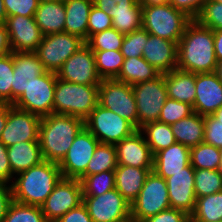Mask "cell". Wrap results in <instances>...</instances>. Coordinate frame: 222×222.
Here are the masks:
<instances>
[{"label":"cell","instance_id":"13","mask_svg":"<svg viewBox=\"0 0 222 222\" xmlns=\"http://www.w3.org/2000/svg\"><path fill=\"white\" fill-rule=\"evenodd\" d=\"M99 140L84 126L76 135L66 156L58 164L63 178L79 179L99 144Z\"/></svg>","mask_w":222,"mask_h":222},{"label":"cell","instance_id":"18","mask_svg":"<svg viewBox=\"0 0 222 222\" xmlns=\"http://www.w3.org/2000/svg\"><path fill=\"white\" fill-rule=\"evenodd\" d=\"M194 172L195 169L190 164L165 179L171 208L181 210L189 216L193 213L196 203Z\"/></svg>","mask_w":222,"mask_h":222},{"label":"cell","instance_id":"9","mask_svg":"<svg viewBox=\"0 0 222 222\" xmlns=\"http://www.w3.org/2000/svg\"><path fill=\"white\" fill-rule=\"evenodd\" d=\"M98 104L129 121L138 129V114L132 85L116 79H102Z\"/></svg>","mask_w":222,"mask_h":222},{"label":"cell","instance_id":"61","mask_svg":"<svg viewBox=\"0 0 222 222\" xmlns=\"http://www.w3.org/2000/svg\"><path fill=\"white\" fill-rule=\"evenodd\" d=\"M218 170L222 173V150H221V159H220V165Z\"/></svg>","mask_w":222,"mask_h":222},{"label":"cell","instance_id":"32","mask_svg":"<svg viewBox=\"0 0 222 222\" xmlns=\"http://www.w3.org/2000/svg\"><path fill=\"white\" fill-rule=\"evenodd\" d=\"M222 221V191L212 195L198 197L190 215V222Z\"/></svg>","mask_w":222,"mask_h":222},{"label":"cell","instance_id":"53","mask_svg":"<svg viewBox=\"0 0 222 222\" xmlns=\"http://www.w3.org/2000/svg\"><path fill=\"white\" fill-rule=\"evenodd\" d=\"M12 201L13 195L11 185L0 182V222H3Z\"/></svg>","mask_w":222,"mask_h":222},{"label":"cell","instance_id":"27","mask_svg":"<svg viewBox=\"0 0 222 222\" xmlns=\"http://www.w3.org/2000/svg\"><path fill=\"white\" fill-rule=\"evenodd\" d=\"M168 98L194 105L196 97L195 74L174 69L164 73Z\"/></svg>","mask_w":222,"mask_h":222},{"label":"cell","instance_id":"62","mask_svg":"<svg viewBox=\"0 0 222 222\" xmlns=\"http://www.w3.org/2000/svg\"><path fill=\"white\" fill-rule=\"evenodd\" d=\"M120 222H135L131 217L125 219V220H122Z\"/></svg>","mask_w":222,"mask_h":222},{"label":"cell","instance_id":"4","mask_svg":"<svg viewBox=\"0 0 222 222\" xmlns=\"http://www.w3.org/2000/svg\"><path fill=\"white\" fill-rule=\"evenodd\" d=\"M99 85L74 84L57 78L53 113L85 120L98 104Z\"/></svg>","mask_w":222,"mask_h":222},{"label":"cell","instance_id":"56","mask_svg":"<svg viewBox=\"0 0 222 222\" xmlns=\"http://www.w3.org/2000/svg\"><path fill=\"white\" fill-rule=\"evenodd\" d=\"M8 117V104L0 103V138Z\"/></svg>","mask_w":222,"mask_h":222},{"label":"cell","instance_id":"47","mask_svg":"<svg viewBox=\"0 0 222 222\" xmlns=\"http://www.w3.org/2000/svg\"><path fill=\"white\" fill-rule=\"evenodd\" d=\"M204 142L222 150V124L212 115L204 116Z\"/></svg>","mask_w":222,"mask_h":222},{"label":"cell","instance_id":"58","mask_svg":"<svg viewBox=\"0 0 222 222\" xmlns=\"http://www.w3.org/2000/svg\"><path fill=\"white\" fill-rule=\"evenodd\" d=\"M7 18L5 5L3 3V0H0V23H5Z\"/></svg>","mask_w":222,"mask_h":222},{"label":"cell","instance_id":"51","mask_svg":"<svg viewBox=\"0 0 222 222\" xmlns=\"http://www.w3.org/2000/svg\"><path fill=\"white\" fill-rule=\"evenodd\" d=\"M56 222H93L83 203L69 210Z\"/></svg>","mask_w":222,"mask_h":222},{"label":"cell","instance_id":"30","mask_svg":"<svg viewBox=\"0 0 222 222\" xmlns=\"http://www.w3.org/2000/svg\"><path fill=\"white\" fill-rule=\"evenodd\" d=\"M161 73L150 65L143 57L125 58L121 72L116 80L134 85L155 79Z\"/></svg>","mask_w":222,"mask_h":222},{"label":"cell","instance_id":"41","mask_svg":"<svg viewBox=\"0 0 222 222\" xmlns=\"http://www.w3.org/2000/svg\"><path fill=\"white\" fill-rule=\"evenodd\" d=\"M13 73L11 52L0 57V103L12 104Z\"/></svg>","mask_w":222,"mask_h":222},{"label":"cell","instance_id":"22","mask_svg":"<svg viewBox=\"0 0 222 222\" xmlns=\"http://www.w3.org/2000/svg\"><path fill=\"white\" fill-rule=\"evenodd\" d=\"M178 43L149 34L142 57L161 74L177 69Z\"/></svg>","mask_w":222,"mask_h":222},{"label":"cell","instance_id":"7","mask_svg":"<svg viewBox=\"0 0 222 222\" xmlns=\"http://www.w3.org/2000/svg\"><path fill=\"white\" fill-rule=\"evenodd\" d=\"M84 126L100 143L112 145L137 130L129 121L99 104L84 120Z\"/></svg>","mask_w":222,"mask_h":222},{"label":"cell","instance_id":"54","mask_svg":"<svg viewBox=\"0 0 222 222\" xmlns=\"http://www.w3.org/2000/svg\"><path fill=\"white\" fill-rule=\"evenodd\" d=\"M8 33L5 23H0V57L11 53Z\"/></svg>","mask_w":222,"mask_h":222},{"label":"cell","instance_id":"34","mask_svg":"<svg viewBox=\"0 0 222 222\" xmlns=\"http://www.w3.org/2000/svg\"><path fill=\"white\" fill-rule=\"evenodd\" d=\"M101 79H116L121 72L124 56L120 50L93 51Z\"/></svg>","mask_w":222,"mask_h":222},{"label":"cell","instance_id":"43","mask_svg":"<svg viewBox=\"0 0 222 222\" xmlns=\"http://www.w3.org/2000/svg\"><path fill=\"white\" fill-rule=\"evenodd\" d=\"M148 37L149 33L143 28L126 34L120 50L124 58L142 57L143 48Z\"/></svg>","mask_w":222,"mask_h":222},{"label":"cell","instance_id":"17","mask_svg":"<svg viewBox=\"0 0 222 222\" xmlns=\"http://www.w3.org/2000/svg\"><path fill=\"white\" fill-rule=\"evenodd\" d=\"M5 26L12 52H35L44 37L34 17L9 16Z\"/></svg>","mask_w":222,"mask_h":222},{"label":"cell","instance_id":"37","mask_svg":"<svg viewBox=\"0 0 222 222\" xmlns=\"http://www.w3.org/2000/svg\"><path fill=\"white\" fill-rule=\"evenodd\" d=\"M194 181L196 199L222 191V173L219 170L195 169Z\"/></svg>","mask_w":222,"mask_h":222},{"label":"cell","instance_id":"11","mask_svg":"<svg viewBox=\"0 0 222 222\" xmlns=\"http://www.w3.org/2000/svg\"><path fill=\"white\" fill-rule=\"evenodd\" d=\"M56 81L55 72L48 71L36 77L13 106L40 117L52 114Z\"/></svg>","mask_w":222,"mask_h":222},{"label":"cell","instance_id":"49","mask_svg":"<svg viewBox=\"0 0 222 222\" xmlns=\"http://www.w3.org/2000/svg\"><path fill=\"white\" fill-rule=\"evenodd\" d=\"M207 0H169L176 9L184 12L191 19H196Z\"/></svg>","mask_w":222,"mask_h":222},{"label":"cell","instance_id":"5","mask_svg":"<svg viewBox=\"0 0 222 222\" xmlns=\"http://www.w3.org/2000/svg\"><path fill=\"white\" fill-rule=\"evenodd\" d=\"M192 19L170 3L142 6V28L149 34L179 42Z\"/></svg>","mask_w":222,"mask_h":222},{"label":"cell","instance_id":"42","mask_svg":"<svg viewBox=\"0 0 222 222\" xmlns=\"http://www.w3.org/2000/svg\"><path fill=\"white\" fill-rule=\"evenodd\" d=\"M193 113L194 110L192 105L168 98L161 109L158 121L172 125Z\"/></svg>","mask_w":222,"mask_h":222},{"label":"cell","instance_id":"3","mask_svg":"<svg viewBox=\"0 0 222 222\" xmlns=\"http://www.w3.org/2000/svg\"><path fill=\"white\" fill-rule=\"evenodd\" d=\"M14 178L11 184L13 200L41 207L61 180L62 174L58 163L43 160Z\"/></svg>","mask_w":222,"mask_h":222},{"label":"cell","instance_id":"12","mask_svg":"<svg viewBox=\"0 0 222 222\" xmlns=\"http://www.w3.org/2000/svg\"><path fill=\"white\" fill-rule=\"evenodd\" d=\"M93 222H120L131 217L130 203L114 188L99 196H83Z\"/></svg>","mask_w":222,"mask_h":222},{"label":"cell","instance_id":"57","mask_svg":"<svg viewBox=\"0 0 222 222\" xmlns=\"http://www.w3.org/2000/svg\"><path fill=\"white\" fill-rule=\"evenodd\" d=\"M141 6H155L169 3V0H137Z\"/></svg>","mask_w":222,"mask_h":222},{"label":"cell","instance_id":"52","mask_svg":"<svg viewBox=\"0 0 222 222\" xmlns=\"http://www.w3.org/2000/svg\"><path fill=\"white\" fill-rule=\"evenodd\" d=\"M12 179L14 178L8 160L7 146L0 141V182L8 184L12 183Z\"/></svg>","mask_w":222,"mask_h":222},{"label":"cell","instance_id":"40","mask_svg":"<svg viewBox=\"0 0 222 222\" xmlns=\"http://www.w3.org/2000/svg\"><path fill=\"white\" fill-rule=\"evenodd\" d=\"M124 36L125 35L121 34L112 27L102 32H98L94 35H91L85 41V44L92 51H105V50L118 51L121 50Z\"/></svg>","mask_w":222,"mask_h":222},{"label":"cell","instance_id":"36","mask_svg":"<svg viewBox=\"0 0 222 222\" xmlns=\"http://www.w3.org/2000/svg\"><path fill=\"white\" fill-rule=\"evenodd\" d=\"M82 196H99L115 188V170L79 178Z\"/></svg>","mask_w":222,"mask_h":222},{"label":"cell","instance_id":"10","mask_svg":"<svg viewBox=\"0 0 222 222\" xmlns=\"http://www.w3.org/2000/svg\"><path fill=\"white\" fill-rule=\"evenodd\" d=\"M84 44L80 37L64 31L45 35L35 53L48 71L57 73L63 63Z\"/></svg>","mask_w":222,"mask_h":222},{"label":"cell","instance_id":"59","mask_svg":"<svg viewBox=\"0 0 222 222\" xmlns=\"http://www.w3.org/2000/svg\"><path fill=\"white\" fill-rule=\"evenodd\" d=\"M212 116L214 118H216L220 124H222V106L220 108H218L213 114Z\"/></svg>","mask_w":222,"mask_h":222},{"label":"cell","instance_id":"8","mask_svg":"<svg viewBox=\"0 0 222 222\" xmlns=\"http://www.w3.org/2000/svg\"><path fill=\"white\" fill-rule=\"evenodd\" d=\"M131 218L135 222L171 208L166 180L153 171L147 176L137 198L130 204Z\"/></svg>","mask_w":222,"mask_h":222},{"label":"cell","instance_id":"44","mask_svg":"<svg viewBox=\"0 0 222 222\" xmlns=\"http://www.w3.org/2000/svg\"><path fill=\"white\" fill-rule=\"evenodd\" d=\"M196 20L204 27L222 30V3L207 0Z\"/></svg>","mask_w":222,"mask_h":222},{"label":"cell","instance_id":"15","mask_svg":"<svg viewBox=\"0 0 222 222\" xmlns=\"http://www.w3.org/2000/svg\"><path fill=\"white\" fill-rule=\"evenodd\" d=\"M56 74L57 78L74 84L100 85L102 81L94 52L86 44L70 56Z\"/></svg>","mask_w":222,"mask_h":222},{"label":"cell","instance_id":"14","mask_svg":"<svg viewBox=\"0 0 222 222\" xmlns=\"http://www.w3.org/2000/svg\"><path fill=\"white\" fill-rule=\"evenodd\" d=\"M82 198L80 180L62 177L41 205V210L48 222H56L69 210L80 205Z\"/></svg>","mask_w":222,"mask_h":222},{"label":"cell","instance_id":"1","mask_svg":"<svg viewBox=\"0 0 222 222\" xmlns=\"http://www.w3.org/2000/svg\"><path fill=\"white\" fill-rule=\"evenodd\" d=\"M213 30L192 19L178 42L177 69L197 73L215 72Z\"/></svg>","mask_w":222,"mask_h":222},{"label":"cell","instance_id":"39","mask_svg":"<svg viewBox=\"0 0 222 222\" xmlns=\"http://www.w3.org/2000/svg\"><path fill=\"white\" fill-rule=\"evenodd\" d=\"M3 222H48L40 206L12 201Z\"/></svg>","mask_w":222,"mask_h":222},{"label":"cell","instance_id":"19","mask_svg":"<svg viewBox=\"0 0 222 222\" xmlns=\"http://www.w3.org/2000/svg\"><path fill=\"white\" fill-rule=\"evenodd\" d=\"M13 55V84L12 105L24 93V90L35 81V78L48 70L35 52H12Z\"/></svg>","mask_w":222,"mask_h":222},{"label":"cell","instance_id":"35","mask_svg":"<svg viewBox=\"0 0 222 222\" xmlns=\"http://www.w3.org/2000/svg\"><path fill=\"white\" fill-rule=\"evenodd\" d=\"M220 159L221 150L205 142L190 148V163L194 169L218 170Z\"/></svg>","mask_w":222,"mask_h":222},{"label":"cell","instance_id":"20","mask_svg":"<svg viewBox=\"0 0 222 222\" xmlns=\"http://www.w3.org/2000/svg\"><path fill=\"white\" fill-rule=\"evenodd\" d=\"M194 112L212 115L222 106V82L215 72L195 74Z\"/></svg>","mask_w":222,"mask_h":222},{"label":"cell","instance_id":"25","mask_svg":"<svg viewBox=\"0 0 222 222\" xmlns=\"http://www.w3.org/2000/svg\"><path fill=\"white\" fill-rule=\"evenodd\" d=\"M7 155L13 176L44 160L39 140L18 142L9 146L7 147Z\"/></svg>","mask_w":222,"mask_h":222},{"label":"cell","instance_id":"31","mask_svg":"<svg viewBox=\"0 0 222 222\" xmlns=\"http://www.w3.org/2000/svg\"><path fill=\"white\" fill-rule=\"evenodd\" d=\"M139 130L143 133L146 143L150 147V151L153 155L176 142L175 136L171 130V125L166 123L154 121L145 124Z\"/></svg>","mask_w":222,"mask_h":222},{"label":"cell","instance_id":"60","mask_svg":"<svg viewBox=\"0 0 222 222\" xmlns=\"http://www.w3.org/2000/svg\"><path fill=\"white\" fill-rule=\"evenodd\" d=\"M215 73L217 74V76L219 77V79L222 82V61L218 62L217 66H216Z\"/></svg>","mask_w":222,"mask_h":222},{"label":"cell","instance_id":"55","mask_svg":"<svg viewBox=\"0 0 222 222\" xmlns=\"http://www.w3.org/2000/svg\"><path fill=\"white\" fill-rule=\"evenodd\" d=\"M214 51L217 62L222 61V30H213Z\"/></svg>","mask_w":222,"mask_h":222},{"label":"cell","instance_id":"48","mask_svg":"<svg viewBox=\"0 0 222 222\" xmlns=\"http://www.w3.org/2000/svg\"><path fill=\"white\" fill-rule=\"evenodd\" d=\"M141 222H190V216L181 210L169 208Z\"/></svg>","mask_w":222,"mask_h":222},{"label":"cell","instance_id":"23","mask_svg":"<svg viewBox=\"0 0 222 222\" xmlns=\"http://www.w3.org/2000/svg\"><path fill=\"white\" fill-rule=\"evenodd\" d=\"M190 164V148L175 142L153 155L152 171L166 179Z\"/></svg>","mask_w":222,"mask_h":222},{"label":"cell","instance_id":"64","mask_svg":"<svg viewBox=\"0 0 222 222\" xmlns=\"http://www.w3.org/2000/svg\"><path fill=\"white\" fill-rule=\"evenodd\" d=\"M215 2H220V3H222V0H214Z\"/></svg>","mask_w":222,"mask_h":222},{"label":"cell","instance_id":"2","mask_svg":"<svg viewBox=\"0 0 222 222\" xmlns=\"http://www.w3.org/2000/svg\"><path fill=\"white\" fill-rule=\"evenodd\" d=\"M83 127V119L67 114L41 117L38 140L44 160L59 164Z\"/></svg>","mask_w":222,"mask_h":222},{"label":"cell","instance_id":"33","mask_svg":"<svg viewBox=\"0 0 222 222\" xmlns=\"http://www.w3.org/2000/svg\"><path fill=\"white\" fill-rule=\"evenodd\" d=\"M118 166L115 146L112 144L99 143L90 159L86 172L81 177L113 171Z\"/></svg>","mask_w":222,"mask_h":222},{"label":"cell","instance_id":"24","mask_svg":"<svg viewBox=\"0 0 222 222\" xmlns=\"http://www.w3.org/2000/svg\"><path fill=\"white\" fill-rule=\"evenodd\" d=\"M152 169L118 165L115 169V188L131 204L139 195Z\"/></svg>","mask_w":222,"mask_h":222},{"label":"cell","instance_id":"63","mask_svg":"<svg viewBox=\"0 0 222 222\" xmlns=\"http://www.w3.org/2000/svg\"><path fill=\"white\" fill-rule=\"evenodd\" d=\"M40 2H45V1H65V0H39Z\"/></svg>","mask_w":222,"mask_h":222},{"label":"cell","instance_id":"29","mask_svg":"<svg viewBox=\"0 0 222 222\" xmlns=\"http://www.w3.org/2000/svg\"><path fill=\"white\" fill-rule=\"evenodd\" d=\"M176 142L192 148L204 142V116L194 112L171 125Z\"/></svg>","mask_w":222,"mask_h":222},{"label":"cell","instance_id":"45","mask_svg":"<svg viewBox=\"0 0 222 222\" xmlns=\"http://www.w3.org/2000/svg\"><path fill=\"white\" fill-rule=\"evenodd\" d=\"M112 28V17L96 6H92L88 17L87 39L98 32Z\"/></svg>","mask_w":222,"mask_h":222},{"label":"cell","instance_id":"21","mask_svg":"<svg viewBox=\"0 0 222 222\" xmlns=\"http://www.w3.org/2000/svg\"><path fill=\"white\" fill-rule=\"evenodd\" d=\"M114 146L118 165L153 168V154L139 129Z\"/></svg>","mask_w":222,"mask_h":222},{"label":"cell","instance_id":"46","mask_svg":"<svg viewBox=\"0 0 222 222\" xmlns=\"http://www.w3.org/2000/svg\"><path fill=\"white\" fill-rule=\"evenodd\" d=\"M7 17L22 15L34 17L39 6V0H3Z\"/></svg>","mask_w":222,"mask_h":222},{"label":"cell","instance_id":"38","mask_svg":"<svg viewBox=\"0 0 222 222\" xmlns=\"http://www.w3.org/2000/svg\"><path fill=\"white\" fill-rule=\"evenodd\" d=\"M112 27L123 35L142 28V6L137 2L127 11L110 12Z\"/></svg>","mask_w":222,"mask_h":222},{"label":"cell","instance_id":"50","mask_svg":"<svg viewBox=\"0 0 222 222\" xmlns=\"http://www.w3.org/2000/svg\"><path fill=\"white\" fill-rule=\"evenodd\" d=\"M137 0H93V5L105 13L127 11Z\"/></svg>","mask_w":222,"mask_h":222},{"label":"cell","instance_id":"6","mask_svg":"<svg viewBox=\"0 0 222 222\" xmlns=\"http://www.w3.org/2000/svg\"><path fill=\"white\" fill-rule=\"evenodd\" d=\"M138 114V129L158 121L161 109L168 99L164 74L155 79L132 85Z\"/></svg>","mask_w":222,"mask_h":222},{"label":"cell","instance_id":"26","mask_svg":"<svg viewBox=\"0 0 222 222\" xmlns=\"http://www.w3.org/2000/svg\"><path fill=\"white\" fill-rule=\"evenodd\" d=\"M34 18L44 36L64 32L66 18L64 1L40 2Z\"/></svg>","mask_w":222,"mask_h":222},{"label":"cell","instance_id":"16","mask_svg":"<svg viewBox=\"0 0 222 222\" xmlns=\"http://www.w3.org/2000/svg\"><path fill=\"white\" fill-rule=\"evenodd\" d=\"M41 117L8 104V117L0 141L7 147L18 142L38 141Z\"/></svg>","mask_w":222,"mask_h":222},{"label":"cell","instance_id":"28","mask_svg":"<svg viewBox=\"0 0 222 222\" xmlns=\"http://www.w3.org/2000/svg\"><path fill=\"white\" fill-rule=\"evenodd\" d=\"M64 31L87 40L88 17L93 0H65Z\"/></svg>","mask_w":222,"mask_h":222}]
</instances>
